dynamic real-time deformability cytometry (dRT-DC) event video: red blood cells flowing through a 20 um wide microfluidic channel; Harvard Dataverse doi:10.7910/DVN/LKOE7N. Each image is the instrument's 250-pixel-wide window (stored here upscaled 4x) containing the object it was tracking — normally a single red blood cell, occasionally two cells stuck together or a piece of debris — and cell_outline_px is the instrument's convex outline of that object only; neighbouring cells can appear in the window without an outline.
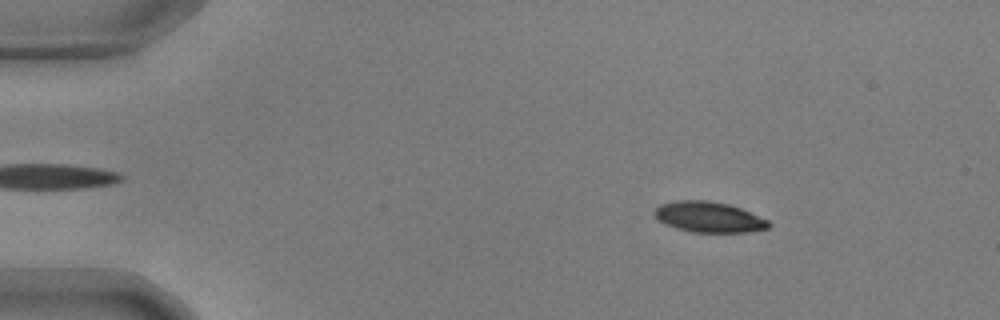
{"species": "common noctule bat (a hibernating species)", "species_latin": "Nyctalus noctula", "temperature_condition": "warm", "stored_images_in_passage": 55, "camera_frame_rate_fps": 3000, "um_per_image_px": 0.085, "animal": {"sex": "male", "body_mass_g": 17.9, "forearm_length_mm": 54.2}, "frame": {"image": 1, "passage_image": 8, "time_ms": 2.333, "image_size_px": [1000, 320], "cell_outline_px": [[772, 224], [768, 228], [744, 232], [692, 232], [676, 228], [660, 220], [652, 212], [660, 204], [676, 200], [708, 200], [728, 204], [740, 208], [768, 220]], "centroid_in_image_um": [60.25, 18.44], "position_along_channel_um": 24.8, "area_um2": 20.17}}
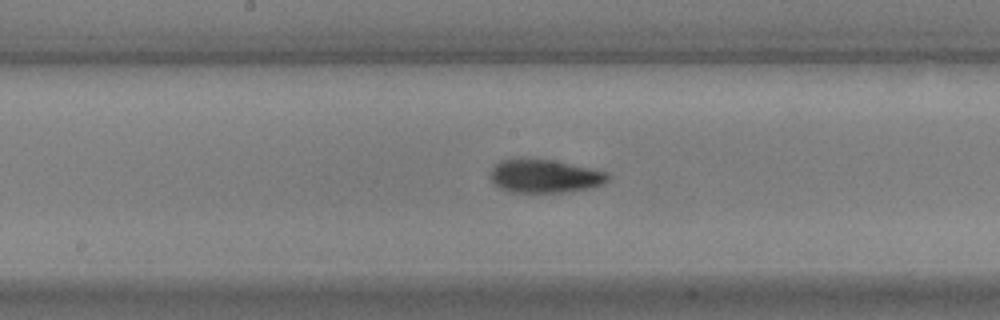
{"frame": {"image": 2, "passage_image": 29, "time_ms": 9.333, "image_size_px": [1000, 320], "cell_outline_px": [[612, 176], [604, 184], [592, 188], [564, 192], [512, 192], [500, 188], [492, 180], [492, 168], [500, 160], [520, 156], [552, 160], [592, 168], [608, 172]], "centroid_in_image_um": [46.34, 14.94], "position_along_channel_um": 201.9, "area_um2": 23.29}}
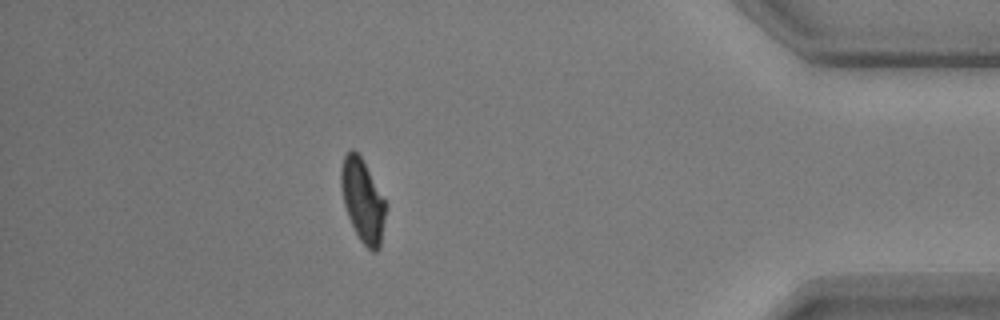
{"frame": {"image": 3, "passage_image": 49, "time_ms": 16.0, "image_size_px": [1000, 320], "cell_outline_px": [[384, 220], [380, 248], [376, 252], [372, 252], [360, 240], [348, 216], [344, 204], [340, 188], [340, 168], [344, 156], [352, 148], [360, 156], [384, 200]], "centroid_in_image_um": [30.78, 17.05], "position_along_channel_um": 404.4, "area_um2": 20.98}, "authors_computed_cell_mechanics": {"area_um2": 22.1374, "velocity_mm_per_s": 3.6389, "shape_relaxation_time_tau1_ms": 3.5715, "shape_relaxation_time_tau2_ms": 1.8405, "deformation_change_tau1": 0.1547, "deformation_change_tau2": 0.0655}}